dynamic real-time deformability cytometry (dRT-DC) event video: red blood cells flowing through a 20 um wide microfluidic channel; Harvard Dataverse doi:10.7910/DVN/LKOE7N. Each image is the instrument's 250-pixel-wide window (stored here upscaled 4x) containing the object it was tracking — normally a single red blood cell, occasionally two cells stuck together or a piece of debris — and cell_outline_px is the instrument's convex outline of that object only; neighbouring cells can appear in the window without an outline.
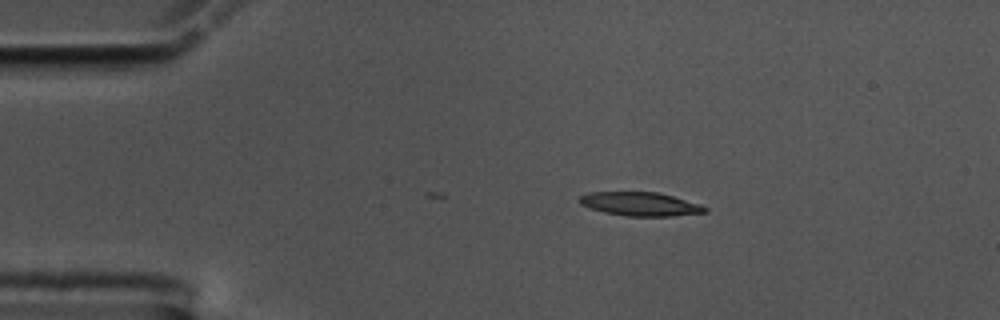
{"species": "common noctule bat (a hibernating species)", "species_latin": "Nyctalus noctula", "temperature_condition": "cold", "stored_images_in_passage": 3, "camera_frame_rate_fps": 3000, "um_per_image_px": 0.085, "animal": {"sex": "male", "body_mass_g": 17.5, "forearm_length_mm": 52.3}, "frame": {"image": 1, "passage_image": 3, "time_ms": 0.667, "image_size_px": [1000, 320], "cell_outline_px": [[708, 212], [672, 216], [624, 216], [604, 212], [588, 208], [580, 204], [576, 200], [580, 196], [588, 192], [656, 192], [672, 196], [700, 204], [708, 208]], "centroid_in_image_um": [54.38, 17.34], "position_along_channel_um": 30.6, "area_um2": 17.46}}